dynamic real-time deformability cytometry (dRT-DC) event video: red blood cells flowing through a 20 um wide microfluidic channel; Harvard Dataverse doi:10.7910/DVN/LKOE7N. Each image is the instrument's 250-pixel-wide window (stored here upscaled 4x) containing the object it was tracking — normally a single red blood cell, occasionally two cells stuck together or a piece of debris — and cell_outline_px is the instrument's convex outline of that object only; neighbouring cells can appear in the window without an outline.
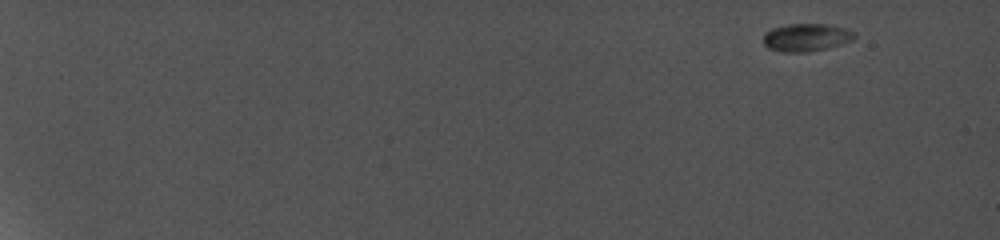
{"species": "common noctule bat (a hibernating species)", "species_latin": "Nyctalus noctula", "temperature_condition": "cold", "stored_images_in_passage": 14, "camera_frame_rate_fps": 5000, "um_per_image_px": 0.085, "animal": {"sex": "female", "body_mass_g": 19.0, "forearm_length_mm": 56.7}, "frame": {"image": 1, "passage_image": 1, "time_ms": 0.0, "image_size_px": [1000, 240], "cell_outline_px": [[856, 36], [852, 40], [828, 48], [808, 52], [784, 52], [768, 48], [764, 44], [764, 32], [772, 28], [788, 24], [828, 24], [848, 28], [856, 32]], "centroid_in_image_um": [68.56, 3.17], "position_along_channel_um": 16.4, "area_um2": 14.91}}
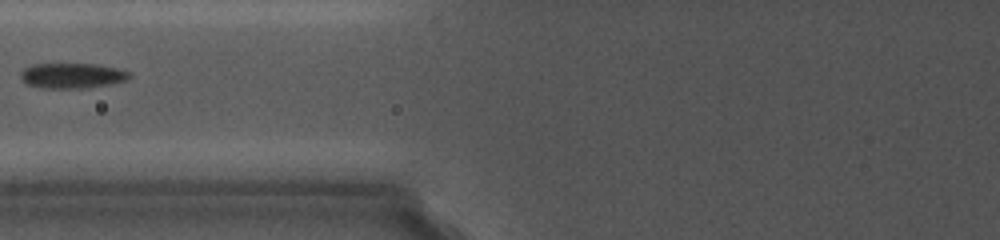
{"frame": {"image": 2, "passage_image": 8, "time_ms": 8.4, "image_size_px": [1000, 240], "cell_outline_px": [[128, 76], [124, 80], [104, 84], [72, 88], [44, 88], [28, 84], [20, 76], [20, 72], [24, 68], [32, 64], [96, 64], [120, 68], [128, 72]], "centroid_in_image_um": [6.05, 6.4], "position_along_channel_um": 119.7, "area_um2": 15.43}}
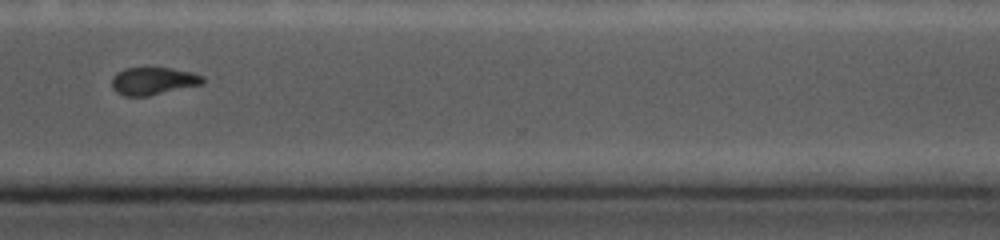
{"frame": {"image": 3, "passage_image": 14, "time_ms": 14.6, "image_size_px": [1000, 240], "cell_outline_px": [[204, 80], [200, 84], [148, 96], [124, 96], [116, 92], [112, 88], [112, 80], [116, 72], [124, 68], [172, 68], [192, 72], [204, 76]], "centroid_in_image_um": [12.99, 6.88], "position_along_channel_um": 357.6, "area_um2": 14.51}}